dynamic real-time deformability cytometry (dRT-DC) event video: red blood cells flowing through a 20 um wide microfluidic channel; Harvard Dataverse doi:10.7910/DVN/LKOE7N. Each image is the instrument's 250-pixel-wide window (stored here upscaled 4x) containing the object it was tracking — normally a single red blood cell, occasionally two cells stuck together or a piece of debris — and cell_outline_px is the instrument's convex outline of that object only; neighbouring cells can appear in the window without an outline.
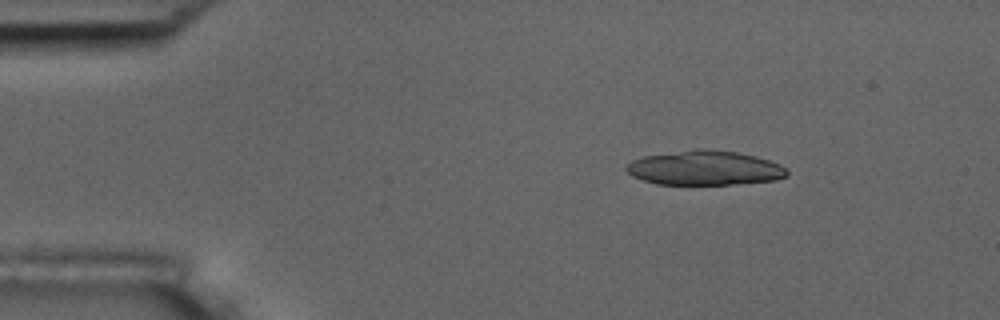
{"species": "common noctule bat (a hibernating species)", "species_latin": "Nyctalus noctula", "temperature_condition": "room temperature", "stored_images_in_passage": 4, "camera_frame_rate_fps": 3000, "um_per_image_px": 0.085, "animal": {"sex": "male", "body_mass_g": 17.5, "forearm_length_mm": 52.3}, "frame": {"image": 1, "passage_image": 1, "time_ms": 0.0, "image_size_px": [1000, 320], "cell_outline_px": [[788, 176], [776, 180], [728, 184], [656, 184], [632, 176], [624, 168], [632, 160], [644, 156], [696, 148], [708, 148], [736, 152], [756, 156], [780, 164], [788, 172]], "centroid_in_image_um": [59.89, 14.26], "position_along_channel_um": 25.1, "area_um2": 32.25}}
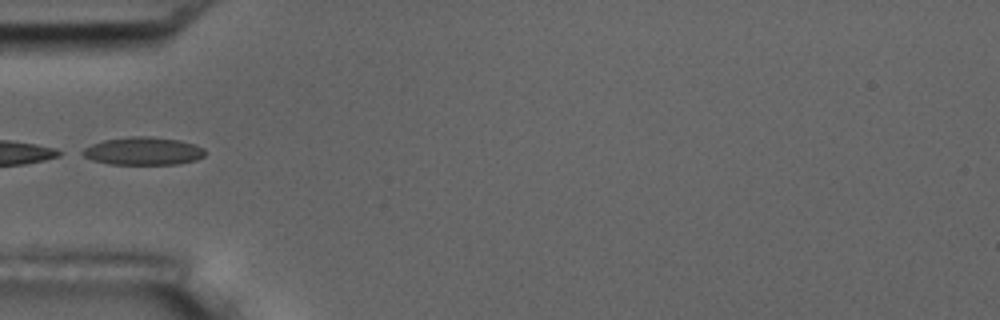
{"frame": {"image": 2, "passage_image": 4, "time_ms": 3.333, "image_size_px": [1000, 320], "cell_outline_px": [[204, 156], [196, 160], [180, 164], [108, 164], [92, 160], [76, 152], [92, 144], [104, 140], [132, 136], [148, 136], [180, 140], [196, 144], [204, 148]], "centroid_in_image_um": [12.15, 12.84], "position_along_channel_um": 72.8, "area_um2": 20.11}}